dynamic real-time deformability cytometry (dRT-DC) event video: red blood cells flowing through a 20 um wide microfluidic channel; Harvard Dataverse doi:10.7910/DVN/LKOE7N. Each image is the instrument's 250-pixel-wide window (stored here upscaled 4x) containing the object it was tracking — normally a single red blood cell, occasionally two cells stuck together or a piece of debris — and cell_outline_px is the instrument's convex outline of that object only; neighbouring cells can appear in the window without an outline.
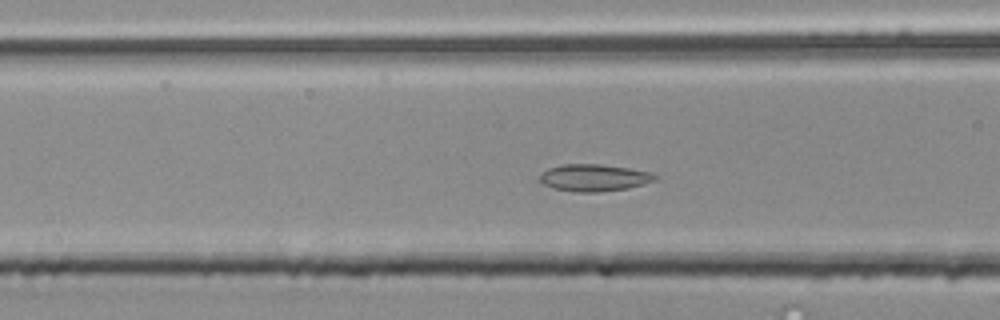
{"species": "common noctule bat (a hibernating species)", "species_latin": "Nyctalus noctula", "temperature_condition": "room temperature", "stored_images_in_passage": 43, "camera_frame_rate_fps": 3000, "um_per_image_px": 0.085, "animal": {"sex": "male", "body_mass_g": 20.4}, "frame": {"image": 1, "passage_image": 16, "time_ms": 5.0, "image_size_px": [1000, 320], "cell_outline_px": [[656, 180], [644, 184], [628, 188], [600, 192], [576, 192], [556, 188], [544, 184], [540, 180], [540, 176], [548, 168], [564, 164], [600, 164], [628, 168], [652, 172], [656, 176]], "centroid_in_image_um": [50.53, 15.1], "position_along_channel_um": 116.1, "area_um2": 17.98}}
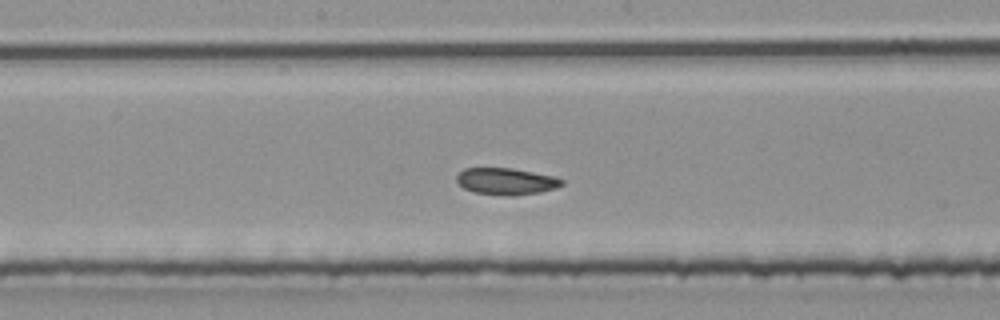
{"frame": {"image": 2, "passage_image": 23, "time_ms": 7.333, "image_size_px": [1000, 320], "cell_outline_px": [[564, 184], [556, 188], [540, 192], [516, 196], [512, 196], [472, 192], [464, 188], [456, 180], [456, 176], [464, 168], [512, 168], [556, 176], [564, 180]], "centroid_in_image_um": [43.06, 15.41], "position_along_channel_um": 205.1, "area_um2": 16.53}}
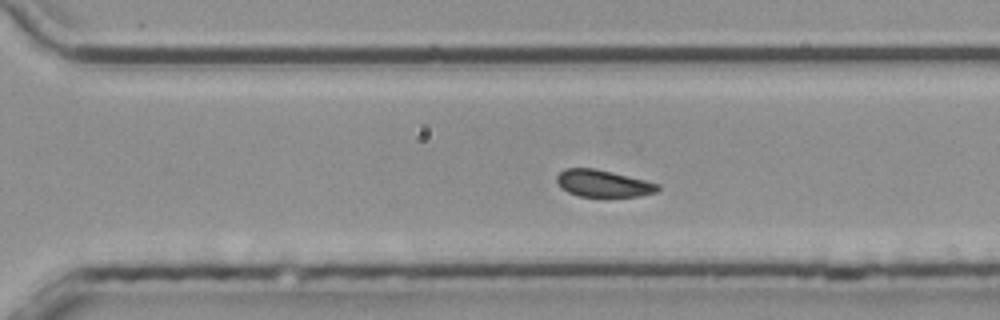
{"frame": {"image": 3, "passage_image": 32, "time_ms": 10.333, "image_size_px": [1000, 320], "cell_outline_px": [[660, 188], [656, 192], [640, 196], [580, 196], [568, 192], [556, 180], [556, 176], [564, 168], [592, 168], [612, 172], [660, 184]], "centroid_in_image_um": [51.28, 15.59], "position_along_channel_um": 319.3, "area_um2": 15.61}, "authors_computed_cell_mechanics": {"area_um2": 17.5134, "velocity_mm_per_s": 3.8216, "shape_relaxation_time_tau1_ms": 6.6878, "shape_relaxation_time_tau2_ms": 4.5551, "deformation_change_tau1": 0.0934, "deformation_change_tau2": 0.0877}}